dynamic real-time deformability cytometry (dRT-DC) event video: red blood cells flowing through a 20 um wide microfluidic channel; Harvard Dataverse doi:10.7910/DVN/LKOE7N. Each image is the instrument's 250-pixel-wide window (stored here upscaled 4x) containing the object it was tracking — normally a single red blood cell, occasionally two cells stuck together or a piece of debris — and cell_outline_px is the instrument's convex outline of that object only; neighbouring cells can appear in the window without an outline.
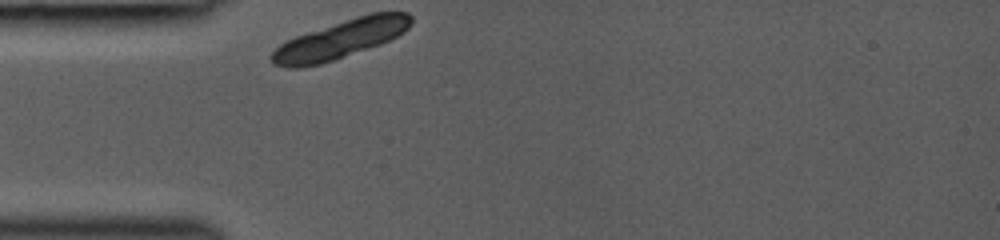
{"species": "common noctule bat (a hibernating species)", "species_latin": "Nyctalus noctula", "temperature_condition": "room temperature", "stored_images_in_passage": 27, "camera_frame_rate_fps": 3000, "um_per_image_px": 0.085, "animal": {"sex": "female", "body_mass_g": 19.0, "forearm_length_mm": 53.3}, "frame": {"image": 1, "passage_image": 1, "time_ms": 0.0, "image_size_px": [1000, 240], "cell_outline_px": [[412, 24], [404, 32], [380, 44], [320, 64], [300, 68], [288, 68], [272, 64], [268, 56], [280, 44], [296, 36], [368, 12], [408, 12], [412, 16]], "centroid_in_image_um": [28.93, 3.33], "position_along_channel_um": 56.1, "area_um2": 31.1}}
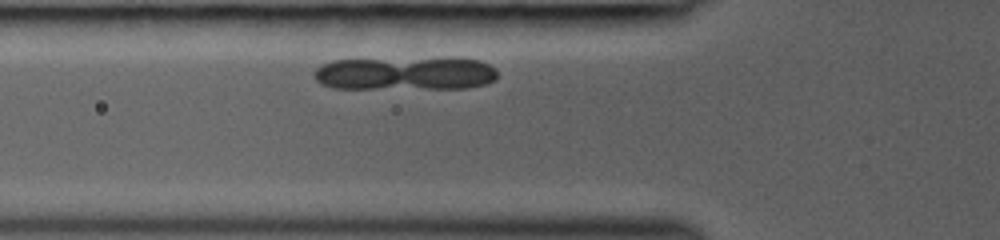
{"frame": {"image": 2, "passage_image": 4, "time_ms": 1.0, "image_size_px": [1000, 240], "cell_outline_px": [[496, 80], [484, 84], [468, 88], [332, 88], [320, 84], [316, 80], [316, 68], [332, 60], [480, 60], [488, 64], [496, 72]], "centroid_in_image_um": [34.41, 6.29], "position_along_channel_um": 91.4, "area_um2": 34.28}}